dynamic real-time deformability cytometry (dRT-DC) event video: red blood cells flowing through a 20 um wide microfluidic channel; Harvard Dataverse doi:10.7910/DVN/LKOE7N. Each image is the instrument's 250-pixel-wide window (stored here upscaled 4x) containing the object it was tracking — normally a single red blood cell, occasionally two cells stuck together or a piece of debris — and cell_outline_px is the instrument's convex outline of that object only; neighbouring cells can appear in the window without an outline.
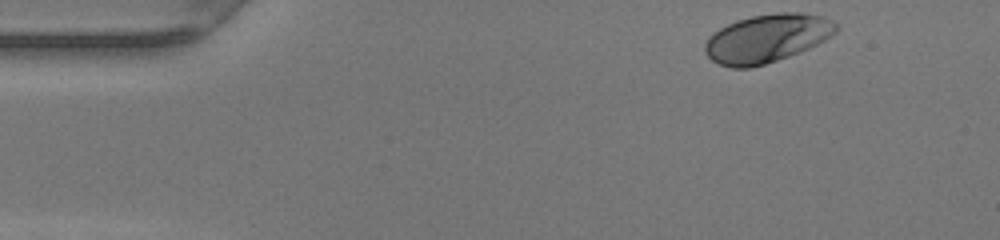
{"species": "human", "species_latin": "Homo sapiens", "temperature_condition": "warm", "stored_images_in_passage": 45, "camera_frame_rate_fps": 3000, "um_per_image_px": 0.085, "donor": {"sex": "female"}, "frame": {"image": 1, "passage_image": 1, "time_ms": 0.0, "image_size_px": [1000, 240], "cell_outline_px": [[840, 28], [836, 32], [824, 40], [808, 48], [788, 56], [764, 64], [748, 68], [732, 68], [720, 64], [712, 60], [704, 52], [704, 44], [708, 36], [720, 28], [736, 20], [752, 16], [780, 12], [800, 12], [824, 16], [840, 24]], "centroid_in_image_um": [65.2, 3.24], "position_along_channel_um": 19.8, "area_um2": 36.93}}
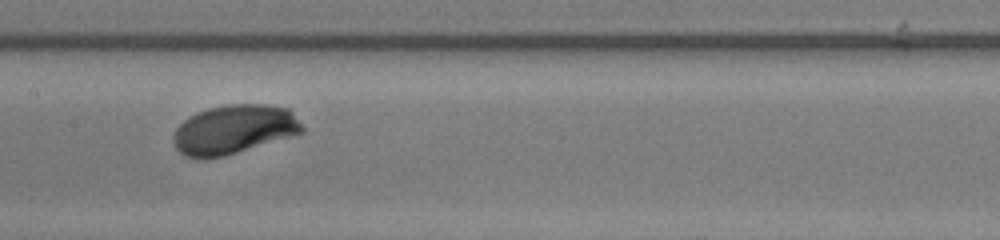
{"frame": {"image": 2, "passage_image": 20, "time_ms": 6.333, "image_size_px": [1000, 240], "cell_outline_px": [[304, 132], [224, 156], [204, 160], [200, 160], [184, 156], [176, 148], [172, 140], [172, 136], [176, 128], [184, 120], [208, 108], [228, 104], [264, 104], [288, 108], [292, 112], [304, 128]], "centroid_in_image_um": [19.85, 11.02], "position_along_channel_um": 187.5, "area_um2": 36.82}}
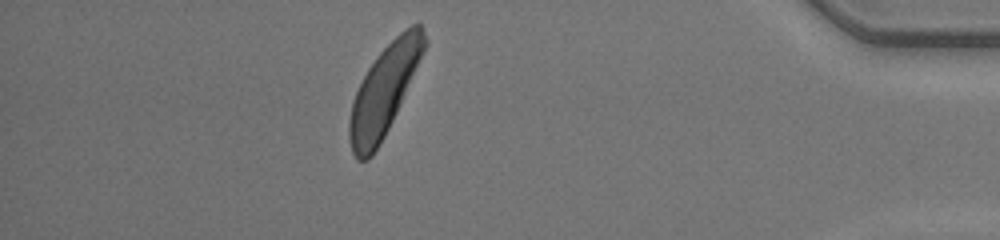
{"frame": {"image": 3, "passage_image": 39, "time_ms": 12.667, "image_size_px": [1000, 240], "cell_outline_px": [[428, 44], [400, 104], [384, 136], [372, 156], [368, 160], [356, 160], [352, 152], [348, 140], [348, 124], [352, 104], [356, 92], [368, 68], [376, 56], [400, 32], [412, 24], [420, 24], [428, 40]], "centroid_in_image_um": [32.65, 7.7], "position_along_channel_um": 402.6, "area_um2": 38.73}, "authors_computed_cell_mechanics": {"area_um2": 37.1076, "velocity_mm_per_s": 4.1578, "shape_relaxation_time_tau1_ms": 1.4387, "shape_relaxation_time_tau2_ms": null, "deformation_change_tau1": 0.12, "deformation_change_tau2": null}}